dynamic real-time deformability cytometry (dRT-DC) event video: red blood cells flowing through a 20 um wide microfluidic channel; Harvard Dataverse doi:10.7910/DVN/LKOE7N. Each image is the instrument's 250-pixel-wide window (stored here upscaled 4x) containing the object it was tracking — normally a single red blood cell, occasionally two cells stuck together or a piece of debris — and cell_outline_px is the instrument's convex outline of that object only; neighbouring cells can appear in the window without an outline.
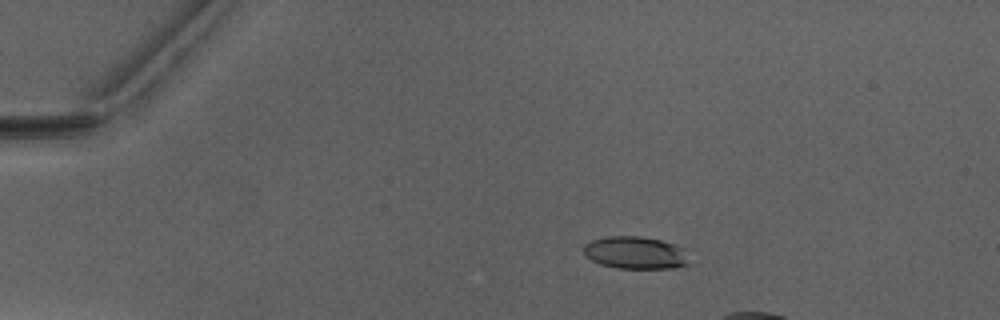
{"species": "Egyptian fruit bat (a non-hibernating species)", "species_latin": "Rousettus aegyptiacus", "temperature_condition": "warm", "stored_images_in_passage": 16, "camera_frame_rate_fps": 3000, "um_per_image_px": 0.085, "animal": {"sex": "male"}, "frame": {"image": 1, "passage_image": 7, "time_ms": 2.0, "image_size_px": [1000, 320], "cell_outline_px": [[688, 264], [672, 268], [616, 268], [600, 264], [592, 260], [584, 252], [584, 244], [592, 240], [608, 236], [640, 236], [660, 240], [672, 244], [680, 248]], "centroid_in_image_um": [53.93, 21.48], "position_along_channel_um": 31.1, "area_um2": 19.42}}